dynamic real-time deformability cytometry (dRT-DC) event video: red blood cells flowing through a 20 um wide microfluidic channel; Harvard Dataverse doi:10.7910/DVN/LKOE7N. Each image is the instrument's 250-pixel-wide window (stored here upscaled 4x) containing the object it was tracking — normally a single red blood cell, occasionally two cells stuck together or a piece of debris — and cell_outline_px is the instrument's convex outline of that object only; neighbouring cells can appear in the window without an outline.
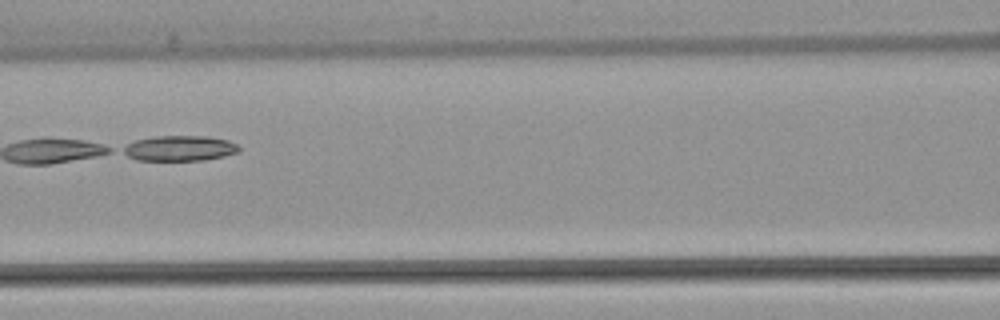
{"species": "common noctule bat (a hibernating species)", "species_latin": "Nyctalus noctula", "temperature_condition": "warm", "stored_images_in_passage": 5, "camera_frame_rate_fps": 3000, "um_per_image_px": 0.085, "animal": {"sex": "female", "body_mass_g": 22.7, "forearm_length_mm": 54.2}, "frame": {"image": 1, "passage_image": 5, "time_ms": 4.667, "image_size_px": [1000, 320], "cell_outline_px": [[240, 152], [224, 156], [204, 160], [136, 160], [120, 152], [120, 148], [136, 140], [156, 136], [208, 136], [228, 140], [236, 144], [240, 148]], "centroid_in_image_um": [15.26, 12.6], "position_along_channel_um": 151.3, "area_um2": 17.22}}